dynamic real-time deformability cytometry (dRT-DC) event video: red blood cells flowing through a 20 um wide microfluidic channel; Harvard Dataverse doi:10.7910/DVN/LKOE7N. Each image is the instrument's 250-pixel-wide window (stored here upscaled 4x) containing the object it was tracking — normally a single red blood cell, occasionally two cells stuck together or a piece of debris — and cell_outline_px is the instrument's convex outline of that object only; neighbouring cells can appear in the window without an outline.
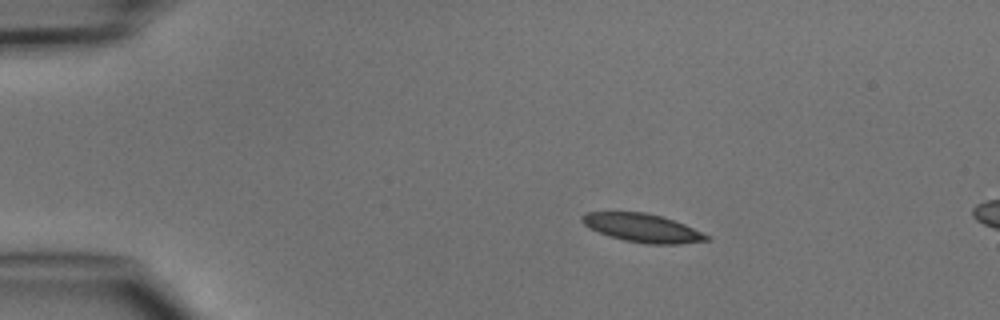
{"species": "common noctule bat (a hibernating species)", "species_latin": "Nyctalus noctula", "temperature_condition": "cold", "stored_images_in_passage": 2, "camera_frame_rate_fps": 3000, "um_per_image_px": 0.085, "animal": {"sex": "male", "body_mass_g": 15.6}, "frame": {"image": 1, "passage_image": 1, "time_ms": 0.0, "image_size_px": [1000, 320], "cell_outline_px": [[712, 240], [680, 244], [644, 244], [624, 240], [608, 236], [584, 224], [580, 220], [580, 216], [588, 212], [644, 212], [660, 216], [684, 224], [708, 236]], "centroid_in_image_um": [54.6, 19.38], "position_along_channel_um": 30.4, "area_um2": 20.4}}